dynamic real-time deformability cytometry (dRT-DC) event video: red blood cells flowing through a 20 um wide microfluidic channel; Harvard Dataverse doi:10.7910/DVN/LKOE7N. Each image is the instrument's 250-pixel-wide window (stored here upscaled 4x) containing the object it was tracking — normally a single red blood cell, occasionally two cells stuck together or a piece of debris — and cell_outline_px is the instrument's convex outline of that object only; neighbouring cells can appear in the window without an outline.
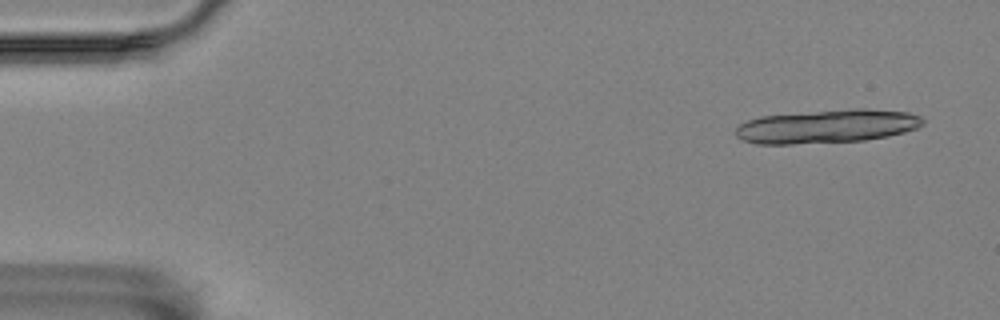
{"species": "Egyptian fruit bat (a non-hibernating species)", "species_latin": "Rousettus aegyptiacus", "temperature_condition": "room temperature", "stored_images_in_passage": 18, "camera_frame_rate_fps": 3000, "um_per_image_px": 0.085, "animal": {"sex": "female"}, "frame": {"image": 1, "passage_image": 3, "time_ms": 0.667, "image_size_px": [1000, 320], "cell_outline_px": [[924, 124], [916, 128], [904, 132], [888, 136], [864, 140], [792, 144], [756, 144], [744, 140], [736, 136], [736, 128], [740, 124], [748, 120], [760, 116], [856, 108], [864, 108], [908, 112], [920, 116], [924, 120]], "centroid_in_image_um": [70.31, 10.74], "position_along_channel_um": 14.7, "area_um2": 36.47}}